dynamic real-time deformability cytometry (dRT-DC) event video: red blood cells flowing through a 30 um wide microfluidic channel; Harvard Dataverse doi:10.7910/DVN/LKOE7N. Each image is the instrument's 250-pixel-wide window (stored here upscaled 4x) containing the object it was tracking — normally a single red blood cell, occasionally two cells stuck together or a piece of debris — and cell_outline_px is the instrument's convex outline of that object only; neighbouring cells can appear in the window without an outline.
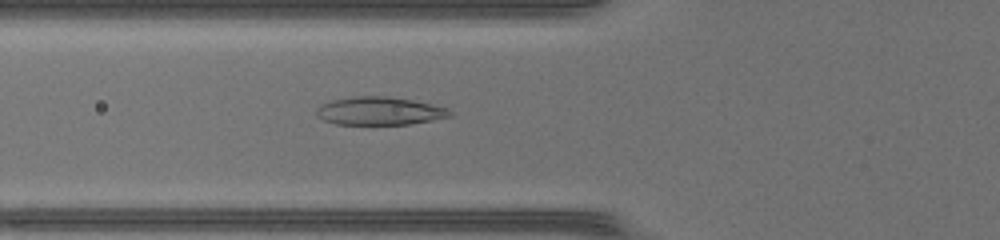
{"species": "common noctule bat (a hibernating species)", "species_latin": "Nyctalus noctula", "temperature_condition": "warm", "stored_images_in_passage": 34, "camera_frame_rate_fps": 3000, "um_per_image_px": 0.085, "animal": {"sex": "female", "body_mass_g": 17.0, "forearm_length_mm": 48.0}, "frame": {"image": 1, "passage_image": 4, "time_ms": 1.0, "image_size_px": [1000, 240], "cell_outline_px": [[452, 116], [432, 120], [408, 124], [336, 124], [324, 120], [316, 116], [316, 112], [324, 104], [332, 100], [356, 96], [388, 96], [412, 100], [432, 104], [448, 108], [452, 112]], "centroid_in_image_um": [32.3, 9.43], "position_along_channel_um": 93.5, "area_um2": 21.62}}
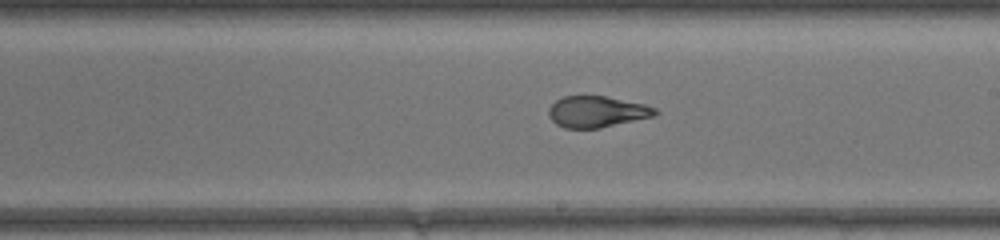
{"frame": {"image": 2, "passage_image": 14, "time_ms": 4.333, "image_size_px": [1000, 240], "cell_outline_px": [[660, 112], [652, 116], [600, 128], [564, 128], [556, 124], [548, 116], [548, 108], [556, 100], [564, 96], [604, 96], [644, 104], [656, 108]], "centroid_in_image_um": [50.7, 9.49], "position_along_channel_um": 238.3, "area_um2": 19.25}}
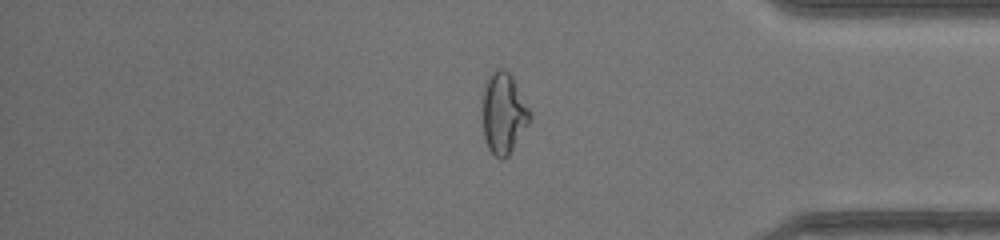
{"frame": {"image": 3, "passage_image": 26, "time_ms": 8.333, "image_size_px": [1000, 240], "cell_outline_px": [[532, 116], [528, 124], [508, 156], [504, 160], [500, 160], [488, 148], [484, 136], [484, 84], [488, 76], [496, 68], [504, 68], [512, 76], [532, 112]], "centroid_in_image_um": [42.83, 9.61], "position_along_channel_um": 392.4, "area_um2": 22.2}}